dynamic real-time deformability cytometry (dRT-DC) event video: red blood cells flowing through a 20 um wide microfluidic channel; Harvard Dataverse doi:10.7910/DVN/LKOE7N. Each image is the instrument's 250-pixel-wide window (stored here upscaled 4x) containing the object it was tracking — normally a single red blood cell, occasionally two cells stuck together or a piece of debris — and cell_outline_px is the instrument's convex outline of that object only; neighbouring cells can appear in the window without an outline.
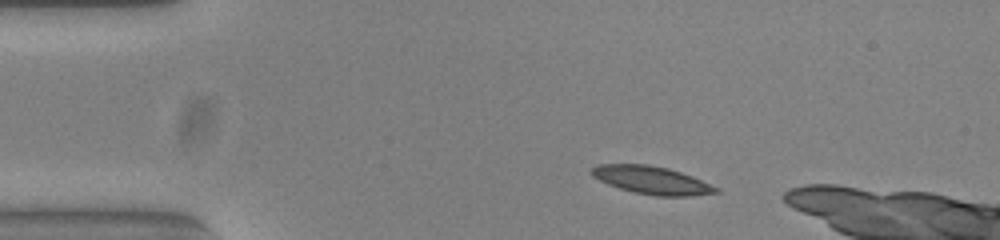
{"species": "common noctule bat (a hibernating species)", "species_latin": "Nyctalus noctula", "temperature_condition": "warm", "stored_images_in_passage": 44, "camera_frame_rate_fps": 3000, "um_per_image_px": 0.085, "animal": {"sex": "female", "body_mass_g": 23.0, "forearm_length_mm": 53.4}, "frame": {"image": 1, "passage_image": 1, "time_ms": 0.0, "image_size_px": [1000, 240], "cell_outline_px": [[720, 192], [692, 196], [656, 196], [636, 192], [620, 188], [608, 184], [592, 176], [588, 172], [596, 164], [648, 164], [668, 168], [692, 176], [720, 188]], "centroid_in_image_um": [55.4, 15.31], "position_along_channel_um": 29.6, "area_um2": 20.23}}
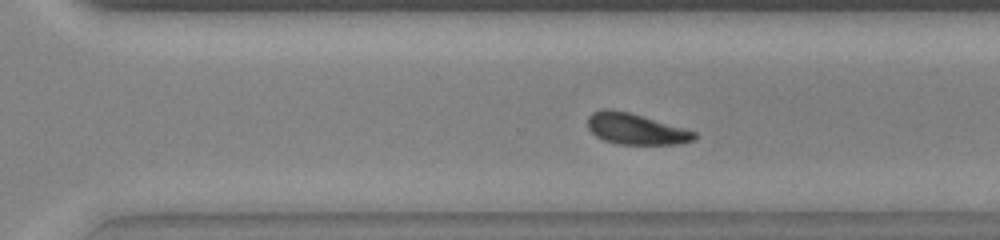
{"frame": {"image": 2, "passage_image": 28, "time_ms": 9.0, "image_size_px": [1000, 240], "cell_outline_px": [[696, 140], [680, 144], [620, 144], [604, 140], [596, 136], [588, 128], [588, 116], [592, 112], [604, 108], [608, 108], [628, 112], [684, 128], [696, 132]], "centroid_in_image_um": [54.03, 10.96], "position_along_channel_um": 316.6, "area_um2": 19.19}}
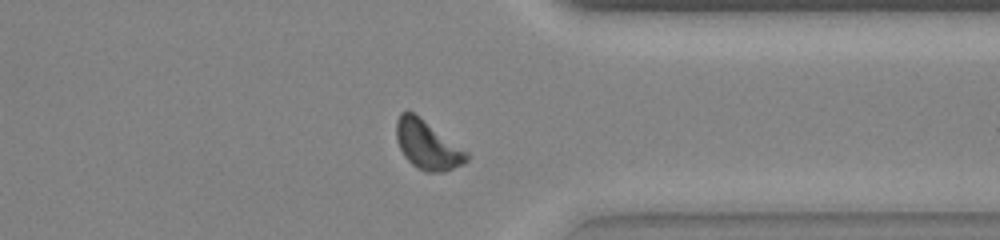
{"frame": {"image": 3, "passage_image": 33, "time_ms": 10.667, "image_size_px": [1000, 240], "cell_outline_px": [[468, 160], [464, 164], [444, 172], [424, 172], [416, 168], [404, 156], [396, 140], [396, 120], [400, 112], [408, 108], [468, 152]], "centroid_in_image_um": [36.3, 12.31], "position_along_channel_um": 375.1, "area_um2": 20.17}, "authors_computed_cell_mechanics": {"area_um2": 19.652, "velocity_mm_per_s": 3.7994, "shape_relaxation_time_tau1_ms": 6.9606, "shape_relaxation_time_tau2_ms": null, "deformation_change_tau1": 0.152, "deformation_change_tau2": null}}